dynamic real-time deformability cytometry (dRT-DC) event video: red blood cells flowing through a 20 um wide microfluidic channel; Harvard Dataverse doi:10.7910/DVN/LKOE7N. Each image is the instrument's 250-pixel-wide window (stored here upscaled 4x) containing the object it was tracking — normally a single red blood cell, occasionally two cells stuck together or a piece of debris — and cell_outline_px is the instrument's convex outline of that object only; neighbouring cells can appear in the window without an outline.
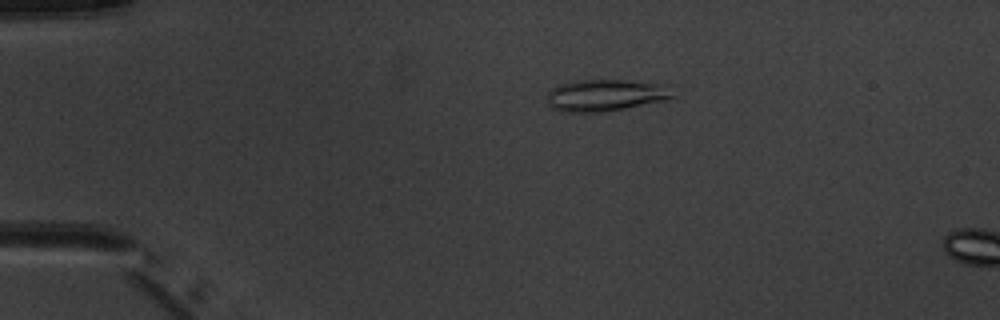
{"species": "common noctule bat (a hibernating species)", "species_latin": "Nyctalus noctula", "temperature_condition": "warm", "stored_images_in_passage": 2, "camera_frame_rate_fps": 3000, "um_per_image_px": 0.085, "animal": {"sex": "male", "body_mass_g": 20.1, "forearm_length_mm": 53.5}, "frame": {"image": 1, "passage_image": 1, "time_ms": 0.0, "image_size_px": [1000, 320], "cell_outline_px": [[676, 96], [664, 100], [624, 108], [600, 112], [564, 112], [552, 108], [548, 104], [548, 92], [552, 88], [560, 84], [572, 80], [624, 80], [668, 84]], "centroid_in_image_um": [51.48, 8.08], "position_along_channel_um": 33.5, "area_um2": 23.35}}